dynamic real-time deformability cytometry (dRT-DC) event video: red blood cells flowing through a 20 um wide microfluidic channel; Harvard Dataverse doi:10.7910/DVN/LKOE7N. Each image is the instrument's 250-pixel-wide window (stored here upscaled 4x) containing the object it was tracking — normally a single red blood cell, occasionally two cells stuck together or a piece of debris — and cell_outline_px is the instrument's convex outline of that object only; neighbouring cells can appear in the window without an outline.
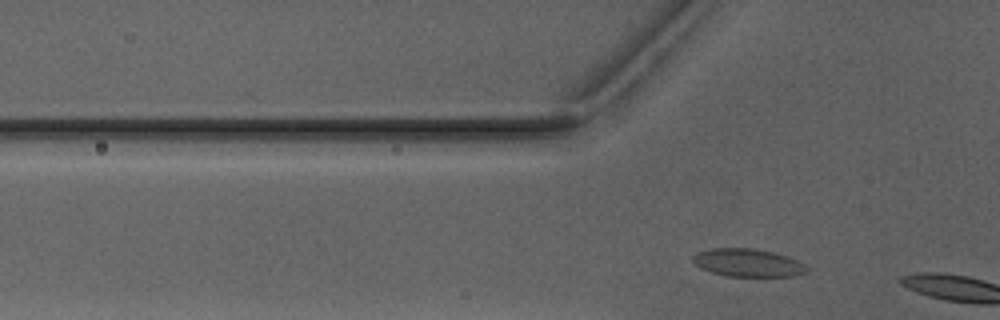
{"species": "Egyptian fruit bat (a non-hibernating species)", "species_latin": "Rousettus aegyptiacus", "temperature_condition": "warm", "stored_images_in_passage": 3, "camera_frame_rate_fps": 3000, "um_per_image_px": 0.085, "animal": {"sex": "male"}, "frame": {"image": 1, "passage_image": 3, "time_ms": 3.333, "image_size_px": [1000, 320], "cell_outline_px": [[808, 272], [792, 276], [724, 276], [700, 268], [692, 260], [692, 256], [700, 252], [712, 248], [752, 248], [772, 252], [796, 260], [804, 264], [808, 268]], "centroid_in_image_um": [63.55, 22.34], "position_along_channel_um": 62.2, "area_um2": 18.32}}